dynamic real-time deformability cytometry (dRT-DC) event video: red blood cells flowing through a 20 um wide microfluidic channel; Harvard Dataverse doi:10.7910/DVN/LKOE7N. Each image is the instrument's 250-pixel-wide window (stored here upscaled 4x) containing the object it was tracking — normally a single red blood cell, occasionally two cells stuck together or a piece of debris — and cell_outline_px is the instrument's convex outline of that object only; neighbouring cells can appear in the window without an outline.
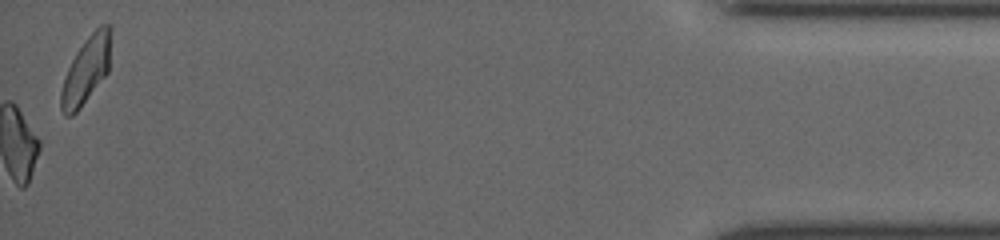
{"species": "common noctule bat (a hibernating species)", "species_latin": "Nyctalus noctula", "temperature_condition": "cold", "stored_images_in_passage": 70, "camera_frame_rate_fps": 3000, "um_per_image_px": 0.085, "animal": {"sex": "female", "body_mass_g": 19.5, "forearm_length_mm": 54.1}, "frame": {"image": 1, "passage_image": 70, "time_ms": 11.667, "image_size_px": [1000, 240], "cell_outline_px": [[112, 28], [108, 72], [80, 108], [72, 116], [64, 116], [60, 108], [60, 92], [68, 68], [76, 52], [88, 36], [100, 24], [112, 24]], "centroid_in_image_um": [7.34, 5.94], "position_along_channel_um": 427.9, "area_um2": 19.48}}